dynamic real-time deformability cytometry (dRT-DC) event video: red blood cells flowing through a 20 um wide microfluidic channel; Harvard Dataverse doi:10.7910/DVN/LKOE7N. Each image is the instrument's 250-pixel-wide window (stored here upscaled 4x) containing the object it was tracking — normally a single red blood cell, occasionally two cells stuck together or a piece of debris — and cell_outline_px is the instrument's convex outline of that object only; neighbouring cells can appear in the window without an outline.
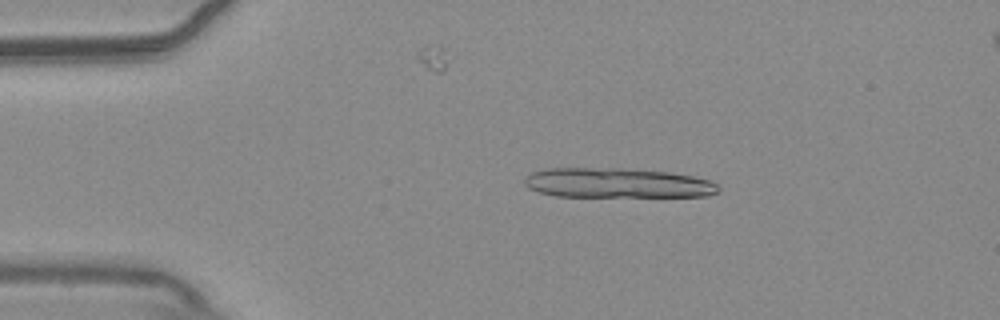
{"species": "common noctule bat (a hibernating species)", "species_latin": "Nyctalus noctula", "temperature_condition": "warm", "stored_images_in_passage": 12, "camera_frame_rate_fps": 3000, "um_per_image_px": 0.085, "animal": {"sex": "male", "body_mass_g": 20.4}, "frame": {"image": 1, "passage_image": 7, "time_ms": 2.0, "image_size_px": [1000, 320], "cell_outline_px": [[720, 192], [708, 196], [556, 196], [540, 192], [528, 188], [524, 184], [524, 180], [532, 172], [544, 168], [620, 168], [668, 172], [692, 176], [712, 180], [720, 188]], "centroid_in_image_um": [52.49, 15.55], "position_along_channel_um": 32.5, "area_um2": 33.7}}